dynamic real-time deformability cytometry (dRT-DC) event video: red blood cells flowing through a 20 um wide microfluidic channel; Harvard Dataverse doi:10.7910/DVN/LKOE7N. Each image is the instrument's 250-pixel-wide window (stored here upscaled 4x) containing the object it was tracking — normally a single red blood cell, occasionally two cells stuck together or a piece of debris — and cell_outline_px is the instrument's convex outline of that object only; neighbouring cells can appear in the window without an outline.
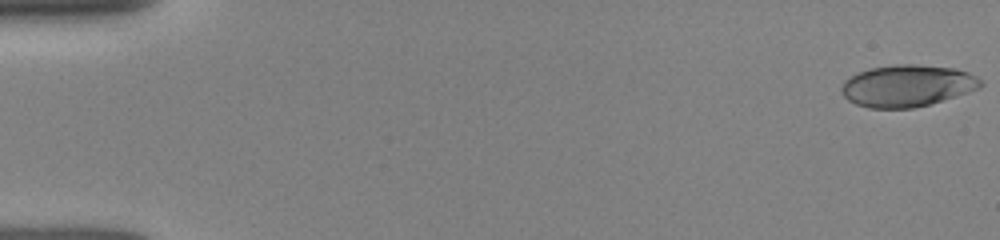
{"species": "human", "species_latin": "Homo sapiens", "temperature_condition": "room temperature", "stored_images_in_passage": 29, "camera_frame_rate_fps": 3000, "um_per_image_px": 0.085, "donor": {"sex": "female"}, "frame": {"image": 1, "passage_image": 1, "time_ms": 0.0, "image_size_px": [1000, 240], "cell_outline_px": [[984, 84], [980, 88], [968, 92], [928, 104], [912, 108], [868, 108], [856, 104], [848, 100], [844, 96], [840, 88], [844, 80], [856, 72], [872, 68], [896, 64], [916, 64], [956, 68], [968, 72], [976, 76]], "centroid_in_image_um": [77.1, 7.28], "position_along_channel_um": 7.9, "area_um2": 33.93}}
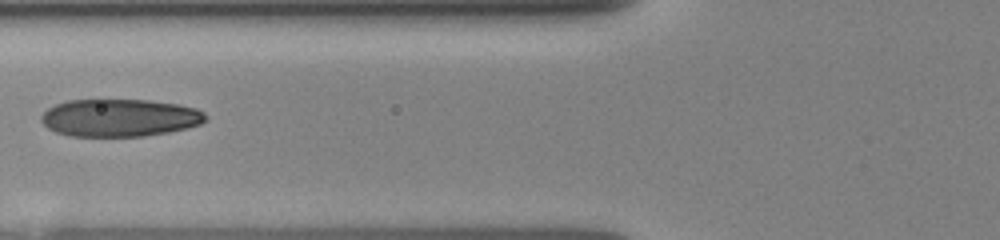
{"frame": {"image": 2, "passage_image": 16, "time_ms": 6.333, "image_size_px": [1000, 240], "cell_outline_px": [[208, 120], [200, 124], [188, 128], [168, 132], [144, 136], [72, 136], [56, 132], [48, 128], [40, 120], [40, 116], [48, 108], [56, 104], [68, 100], [148, 100], [180, 104], [196, 108], [204, 112], [208, 116]], "centroid_in_image_um": [10.21, 10.01], "position_along_channel_um": 115.6, "area_um2": 36.18}}
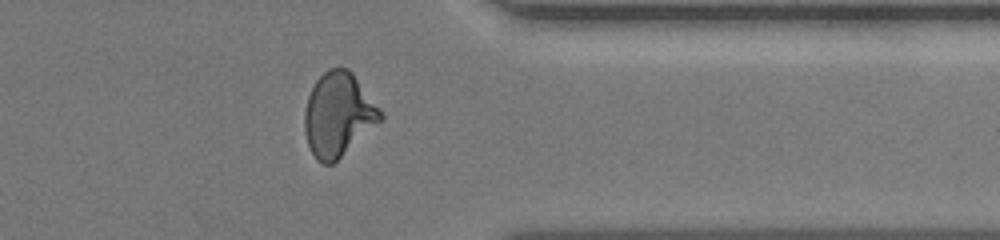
{"frame": {"image": 3, "passage_image": 23, "time_ms": 13.0, "image_size_px": [1000, 240], "cell_outline_px": [[384, 120], [332, 164], [324, 164], [316, 160], [308, 144], [304, 132], [304, 112], [308, 96], [316, 80], [328, 68], [348, 68], [352, 72], [380, 108], [384, 116]], "centroid_in_image_um": [28.77, 9.75], "position_along_channel_um": 382.6, "area_um2": 37.17}}